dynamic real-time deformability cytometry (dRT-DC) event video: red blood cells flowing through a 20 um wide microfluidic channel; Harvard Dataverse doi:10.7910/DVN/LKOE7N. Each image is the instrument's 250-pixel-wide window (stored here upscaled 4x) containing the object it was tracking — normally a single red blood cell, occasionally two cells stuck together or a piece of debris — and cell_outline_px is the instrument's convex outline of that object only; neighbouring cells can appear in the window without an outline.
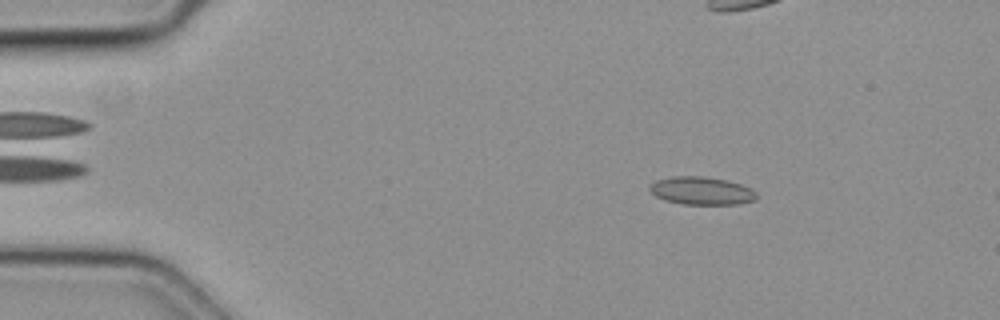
{"species": "common noctule bat (a hibernating species)", "species_latin": "Nyctalus noctula", "temperature_condition": "cold", "stored_images_in_passage": 48, "camera_frame_rate_fps": 3000, "um_per_image_px": 0.085, "animal": {"sex": "female", "body_mass_g": 19.3, "forearm_length_mm": 54.1}, "frame": {"image": 1, "passage_image": 5, "time_ms": 1.333, "image_size_px": [1000, 320], "cell_outline_px": [[748, 200], [724, 204], [692, 204], [672, 200], [660, 196], [656, 192], [668, 180], [716, 180], [732, 184], [740, 188]], "centroid_in_image_um": [59.64, 16.32], "position_along_channel_um": 25.4, "area_um2": 12.6}}
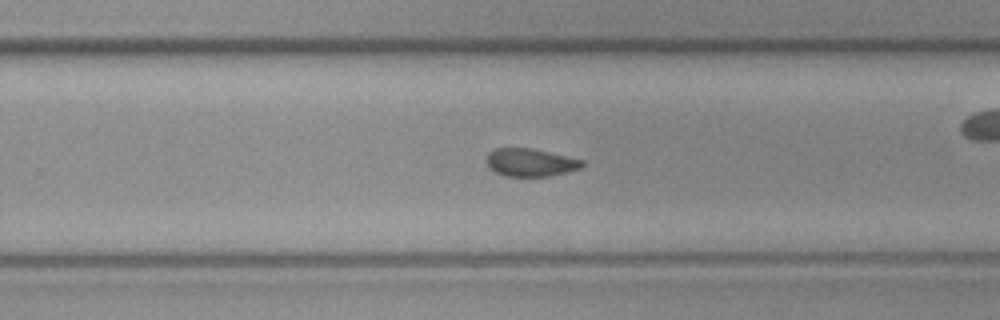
{"frame": {"image": 2, "passage_image": 29, "time_ms": 9.333, "image_size_px": [1000, 320], "cell_outline_px": [[580, 164], [572, 168], [556, 172], [536, 176], [516, 176], [500, 172], [492, 168], [488, 160], [488, 156], [492, 152], [504, 148], [516, 148], [580, 160]], "centroid_in_image_um": [44.94, 13.81], "position_along_channel_um": 284.9, "area_um2": 13.01}}
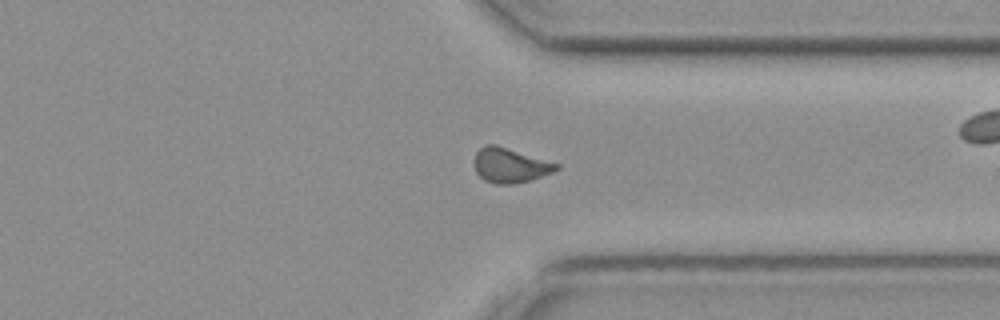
{"frame": {"image": 3, "passage_image": 35, "time_ms": 11.333, "image_size_px": [1000, 320], "cell_outline_px": [[556, 168], [536, 176], [524, 180], [488, 180], [476, 168], [476, 156], [484, 148], [500, 148], [556, 164]], "centroid_in_image_um": [43.34, 14.04], "position_along_channel_um": 368.1, "area_um2": 13.18}}